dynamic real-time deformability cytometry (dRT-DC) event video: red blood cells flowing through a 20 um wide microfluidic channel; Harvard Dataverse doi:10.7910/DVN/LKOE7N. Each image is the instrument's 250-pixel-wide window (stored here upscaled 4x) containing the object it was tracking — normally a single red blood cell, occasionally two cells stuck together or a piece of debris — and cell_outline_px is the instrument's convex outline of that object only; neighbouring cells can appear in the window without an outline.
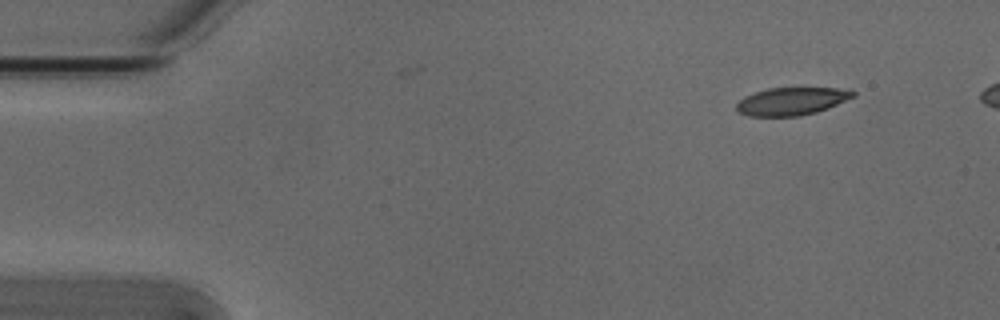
{"species": "Egyptian fruit bat (a non-hibernating species)", "species_latin": "Rousettus aegyptiacus", "temperature_condition": "cold", "stored_images_in_passage": 6, "camera_frame_rate_fps": 3000, "um_per_image_px": 0.085, "animal": {"sex": "male"}, "frame": {"image": 1, "passage_image": 1, "time_ms": 0.0, "image_size_px": [1000, 320], "cell_outline_px": [[856, 96], [828, 108], [816, 112], [800, 116], [748, 116], [736, 112], [736, 104], [744, 96], [768, 88], [852, 88], [856, 92]], "centroid_in_image_um": [67.32, 8.6], "position_along_channel_um": 17.7, "area_um2": 19.07}}
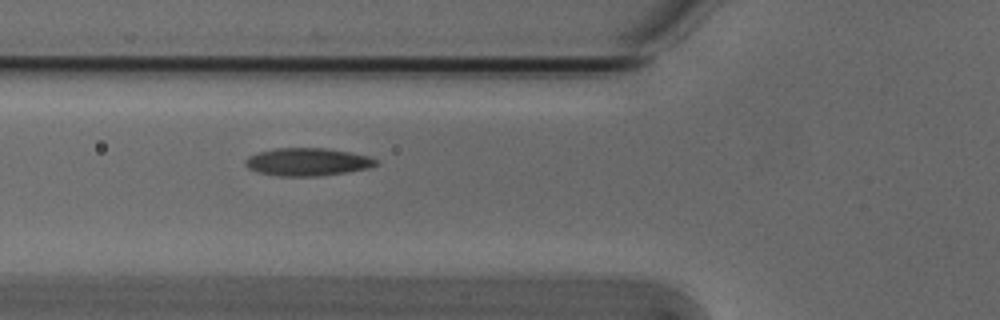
{"frame": {"image": 2, "passage_image": 5, "time_ms": 1.333, "image_size_px": [1000, 320], "cell_outline_px": [[380, 164], [368, 168], [348, 172], [316, 176], [276, 176], [256, 172], [248, 168], [244, 164], [244, 160], [248, 156], [260, 152], [276, 148], [324, 148], [348, 152], [368, 156], [376, 160]], "centroid_in_image_um": [26.1, 13.77], "position_along_channel_um": 99.7, "area_um2": 21.15}}